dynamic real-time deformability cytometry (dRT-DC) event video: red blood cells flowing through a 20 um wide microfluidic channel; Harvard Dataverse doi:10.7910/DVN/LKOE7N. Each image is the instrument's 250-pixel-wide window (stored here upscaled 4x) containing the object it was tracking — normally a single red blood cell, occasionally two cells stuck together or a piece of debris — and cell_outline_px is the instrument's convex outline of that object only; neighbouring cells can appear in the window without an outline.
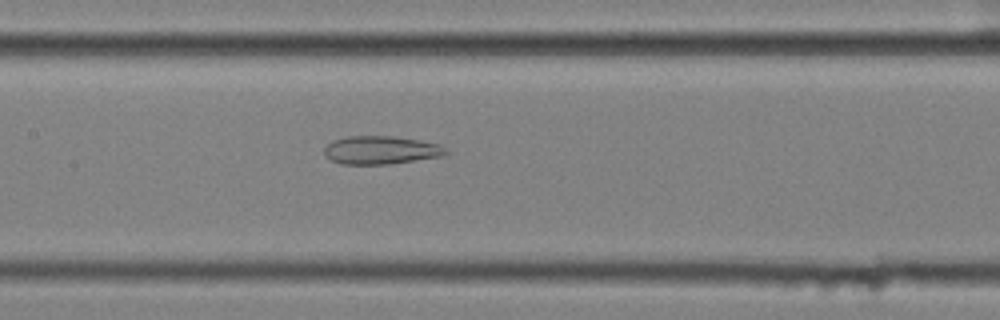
{"species": "common noctule bat (a hibernating species)", "species_latin": "Nyctalus noctula", "temperature_condition": "cold", "stored_images_in_passage": 59, "camera_frame_rate_fps": 3000, "um_per_image_px": 0.085, "animal": {"sex": "female", "body_mass_g": 25.1}, "frame": {"image": 1, "passage_image": 28, "time_ms": 9.0, "image_size_px": [1000, 320], "cell_outline_px": [[448, 152], [444, 156], [392, 164], [340, 164], [324, 156], [324, 148], [332, 140], [344, 136], [392, 136], [420, 140], [440, 144], [448, 148]], "centroid_in_image_um": [32.4, 12.76], "position_along_channel_um": 175.0, "area_um2": 20.35}}
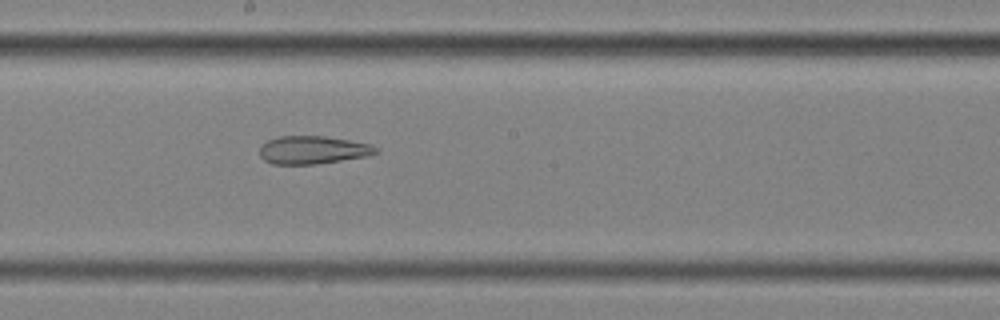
{"frame": {"image": 2, "passage_image": 32, "time_ms": 10.333, "image_size_px": [1000, 320], "cell_outline_px": [[380, 152], [368, 156], [316, 164], [272, 164], [264, 160], [260, 156], [260, 144], [276, 136], [324, 136], [372, 144], [380, 148]], "centroid_in_image_um": [26.61, 12.74], "position_along_channel_um": 221.6, "area_um2": 19.19}}
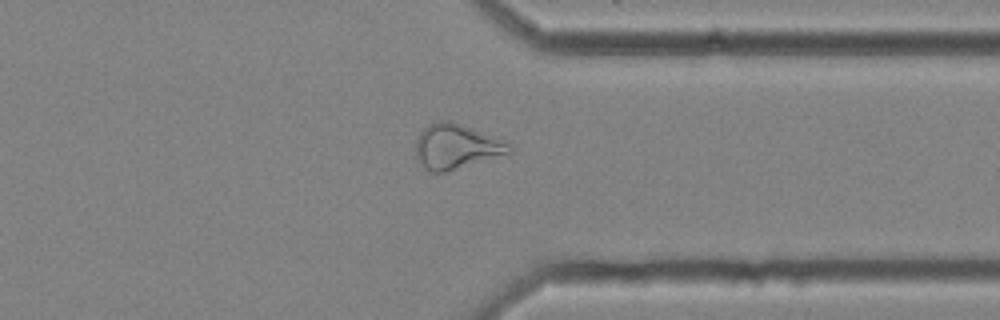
{"frame": {"image": 3, "passage_image": 45, "time_ms": 14.667, "image_size_px": [1000, 320], "cell_outline_px": [[512, 152], [444, 172], [432, 172], [424, 168], [416, 160], [416, 140], [420, 132], [432, 120], [452, 120], [496, 136], [512, 144]], "centroid_in_image_um": [38.77, 12.41], "position_along_channel_um": 372.6, "area_um2": 24.74}}